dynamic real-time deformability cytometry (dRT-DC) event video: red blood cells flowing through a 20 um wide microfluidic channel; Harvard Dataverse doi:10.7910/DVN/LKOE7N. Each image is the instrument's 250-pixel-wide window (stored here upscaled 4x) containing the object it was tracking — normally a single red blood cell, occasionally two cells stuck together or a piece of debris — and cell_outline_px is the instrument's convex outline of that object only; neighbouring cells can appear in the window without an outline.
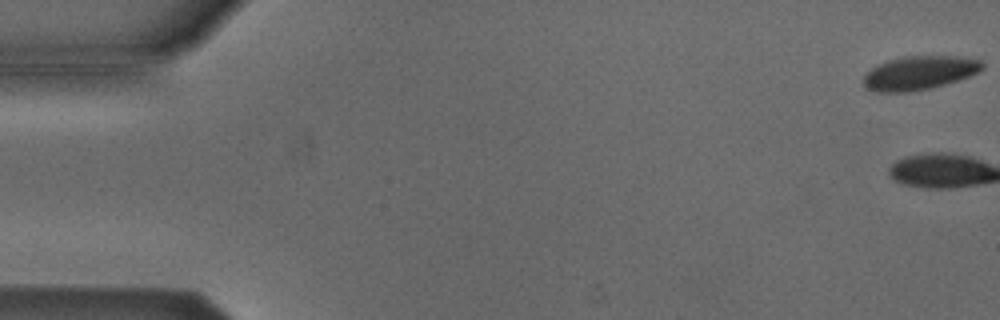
{"species": "Egyptian fruit bat (a non-hibernating species)", "species_latin": "Rousettus aegyptiacus", "temperature_condition": "cold", "stored_images_in_passage": 2, "camera_frame_rate_fps": 3000, "um_per_image_px": 0.085, "animal": {"sex": "male"}, "frame": {"image": 1, "passage_image": 1, "time_ms": 0.0, "image_size_px": [1000, 320], "cell_outline_px": [[984, 68], [968, 76], [944, 84], [928, 88], [908, 92], [876, 92], [868, 88], [864, 84], [864, 76], [876, 64], [888, 60], [904, 56], [960, 56], [980, 60], [984, 64]], "centroid_in_image_um": [78.13, 6.18], "position_along_channel_um": 6.9, "area_um2": 23.12}}